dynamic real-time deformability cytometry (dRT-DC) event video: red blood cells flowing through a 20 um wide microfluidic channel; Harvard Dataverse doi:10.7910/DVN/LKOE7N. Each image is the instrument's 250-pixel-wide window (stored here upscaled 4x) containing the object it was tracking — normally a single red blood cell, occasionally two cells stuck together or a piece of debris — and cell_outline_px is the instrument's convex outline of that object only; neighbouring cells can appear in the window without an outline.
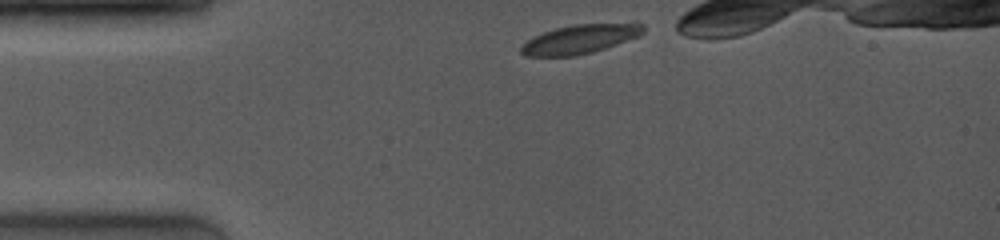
{"species": "common noctule bat (a hibernating species)", "species_latin": "Nyctalus noctula", "temperature_condition": "room temperature", "stored_images_in_passage": 20, "camera_frame_rate_fps": 4000, "um_per_image_px": 0.085, "animal": {"sex": "female", "body_mass_g": 19.0, "forearm_length_mm": 53.3}, "frame": {"image": 1, "passage_image": 1, "time_ms": 0.0, "image_size_px": [1000, 240], "cell_outline_px": [[644, 32], [640, 36], [592, 52], [576, 56], [524, 56], [520, 52], [520, 48], [532, 36], [556, 28], [576, 24], [632, 20], [636, 20], [644, 24]], "centroid_in_image_um": [49.42, 3.27], "position_along_channel_um": 35.6, "area_um2": 21.39}}